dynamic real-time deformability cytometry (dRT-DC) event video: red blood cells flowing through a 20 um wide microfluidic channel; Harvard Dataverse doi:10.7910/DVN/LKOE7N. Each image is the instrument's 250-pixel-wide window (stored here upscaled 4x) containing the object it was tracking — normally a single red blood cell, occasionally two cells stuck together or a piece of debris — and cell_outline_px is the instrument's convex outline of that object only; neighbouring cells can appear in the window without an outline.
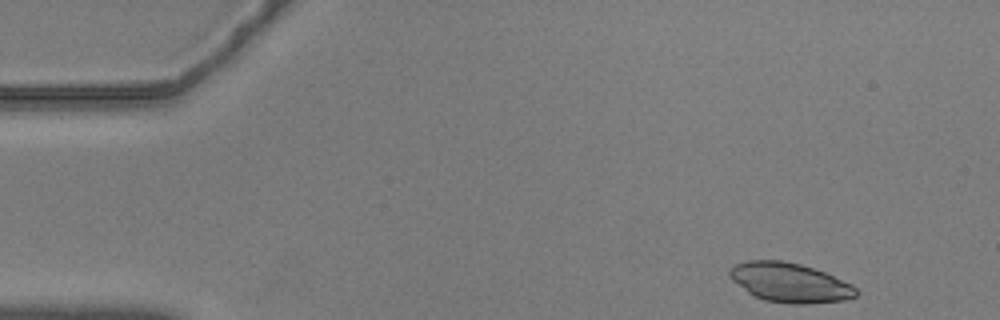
{"species": "common noctule bat (a hibernating species)", "species_latin": "Nyctalus noctula", "temperature_condition": "warm", "stored_images_in_passage": 17, "camera_frame_rate_fps": 3000, "um_per_image_px": 0.085, "animal": {"sex": "male", "body_mass_g": 20.5, "forearm_length_mm": 52.5}, "frame": {"image": 1, "passage_image": 2, "time_ms": 0.333, "image_size_px": [1000, 320], "cell_outline_px": [[860, 292], [856, 296], [844, 300], [808, 304], [792, 304], [764, 300], [748, 292], [732, 280], [728, 276], [728, 272], [736, 264], [748, 260], [780, 260], [800, 264], [824, 272], [852, 284]], "centroid_in_image_um": [67.15, 24.02], "position_along_channel_um": 17.9, "area_um2": 28.9}}